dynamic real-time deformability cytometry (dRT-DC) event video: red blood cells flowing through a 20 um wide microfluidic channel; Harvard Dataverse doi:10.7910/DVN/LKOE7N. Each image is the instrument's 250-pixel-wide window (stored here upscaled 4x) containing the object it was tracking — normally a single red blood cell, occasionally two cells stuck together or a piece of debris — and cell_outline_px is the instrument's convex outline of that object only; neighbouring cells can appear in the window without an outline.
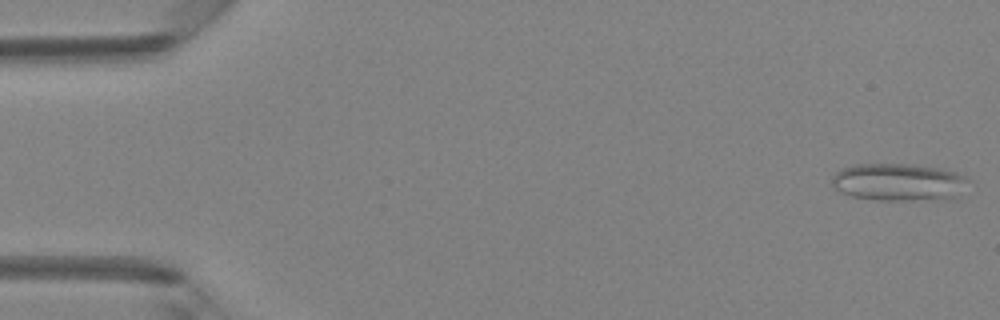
{"species": "Egyptian fruit bat (a non-hibernating species)", "species_latin": "Rousettus aegyptiacus", "temperature_condition": "room temperature", "stored_images_in_passage": 49, "segment_of_instrument_passage": [1, 2], "camera_frame_rate_fps": 3000, "um_per_image_px": 0.085, "animal": {"sex": "female"}, "frame": {"image": 1, "passage_image": 1, "time_ms": 0.0, "image_size_px": [1000, 320], "cell_outline_px": [[972, 180], [960, 196], [944, 200], [876, 200], [852, 196], [832, 188], [832, 176], [836, 172], [844, 168], [856, 164], [908, 164], [936, 168], [956, 172]], "centroid_in_image_um": [76.44, 15.5], "position_along_channel_um": 8.6, "area_um2": 30.17}}
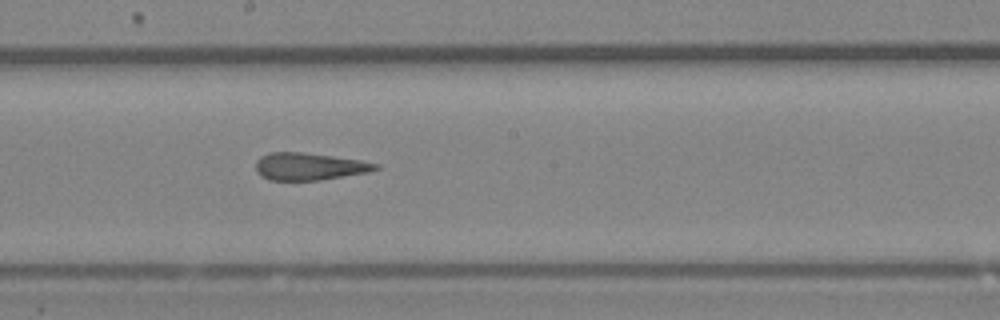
{"frame": {"image": 2, "passage_image": 26, "time_ms": 8.333, "image_size_px": [1000, 320], "cell_outline_px": [[380, 168], [368, 172], [320, 180], [268, 180], [260, 176], [256, 172], [256, 160], [260, 156], [268, 152], [300, 152], [332, 156], [360, 160], [380, 164]], "centroid_in_image_um": [26.25, 14.15], "position_along_channel_um": 222.0, "area_um2": 19.13}}
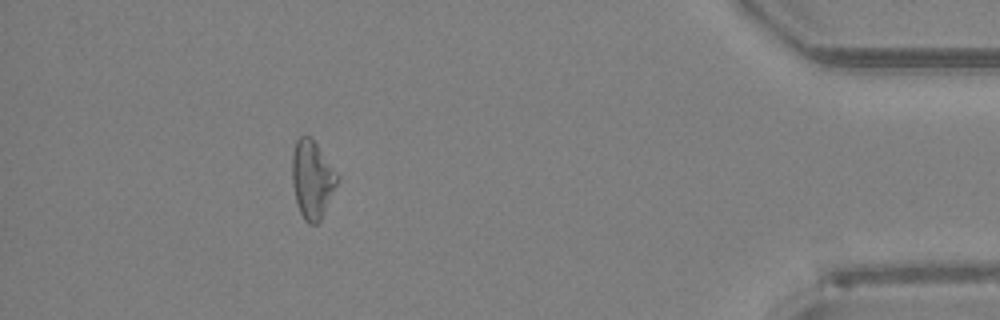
{"frame": {"image": 3, "passage_image": 43, "time_ms": 14.0, "image_size_px": [1000, 320], "cell_outline_px": [[340, 176], [320, 220], [316, 224], [308, 224], [304, 220], [300, 212], [296, 200], [292, 184], [292, 152], [296, 140], [300, 136], [312, 136]], "centroid_in_image_um": [26.52, 15.2], "position_along_channel_um": 408.7, "area_um2": 20.58}}